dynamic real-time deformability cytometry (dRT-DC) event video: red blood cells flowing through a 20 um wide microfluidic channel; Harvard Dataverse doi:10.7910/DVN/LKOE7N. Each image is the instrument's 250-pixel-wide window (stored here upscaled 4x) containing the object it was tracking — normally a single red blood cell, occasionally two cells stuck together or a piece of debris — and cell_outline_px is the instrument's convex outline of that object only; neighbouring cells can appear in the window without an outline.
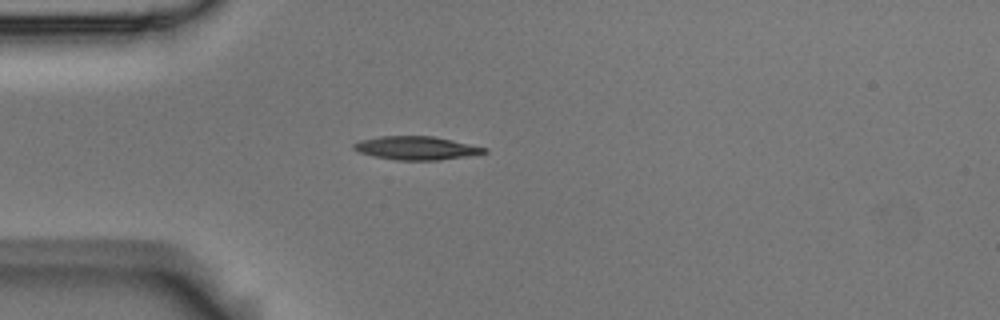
{"species": "Egyptian fruit bat (a non-hibernating species)", "species_latin": "Rousettus aegyptiacus", "temperature_condition": "room temperature", "stored_images_in_passage": 2, "camera_frame_rate_fps": 3000, "um_per_image_px": 0.085, "animal": {"sex": "male"}, "frame": {"image": 1, "passage_image": 2, "time_ms": 0.333, "image_size_px": [1000, 320], "cell_outline_px": [[488, 152], [468, 156], [440, 160], [396, 160], [376, 156], [360, 152], [352, 148], [352, 144], [360, 140], [380, 136], [432, 136], [452, 140], [488, 148]], "centroid_in_image_um": [35.4, 12.58], "position_along_channel_um": 49.6, "area_um2": 17.74}}